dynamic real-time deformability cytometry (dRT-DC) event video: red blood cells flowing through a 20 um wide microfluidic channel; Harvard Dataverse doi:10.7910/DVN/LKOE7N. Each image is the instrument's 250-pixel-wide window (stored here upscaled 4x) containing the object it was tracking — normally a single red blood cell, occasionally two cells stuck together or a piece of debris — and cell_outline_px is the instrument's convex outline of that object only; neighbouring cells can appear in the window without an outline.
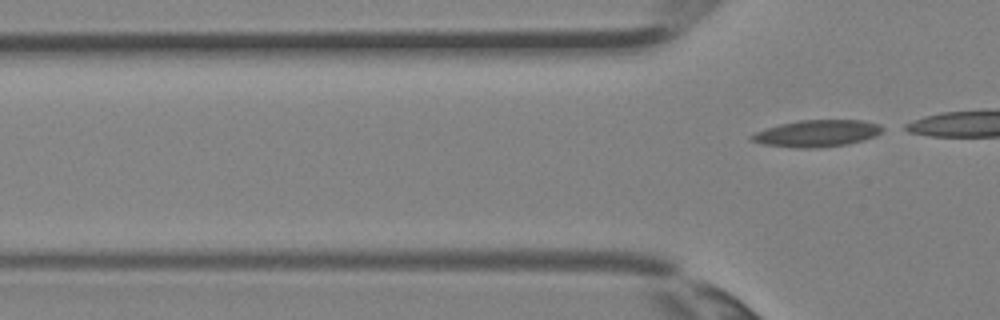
{"species": "Egyptian fruit bat (a non-hibernating species)", "species_latin": "Rousettus aegyptiacus", "temperature_condition": "room temperature", "stored_images_in_passage": 3, "camera_frame_rate_fps": 3000, "um_per_image_px": 0.085, "animal": {"sex": "female"}, "frame": {"image": 1, "passage_image": 3, "time_ms": 0.667, "image_size_px": [1000, 320], "cell_outline_px": [[888, 128], [876, 136], [864, 140], [848, 144], [816, 148], [796, 148], [764, 144], [752, 140], [748, 136], [756, 132], [780, 124], [800, 120], [860, 120], [880, 124]], "centroid_in_image_um": [69.51, 11.34], "position_along_channel_um": 56.3, "area_um2": 20.52}}